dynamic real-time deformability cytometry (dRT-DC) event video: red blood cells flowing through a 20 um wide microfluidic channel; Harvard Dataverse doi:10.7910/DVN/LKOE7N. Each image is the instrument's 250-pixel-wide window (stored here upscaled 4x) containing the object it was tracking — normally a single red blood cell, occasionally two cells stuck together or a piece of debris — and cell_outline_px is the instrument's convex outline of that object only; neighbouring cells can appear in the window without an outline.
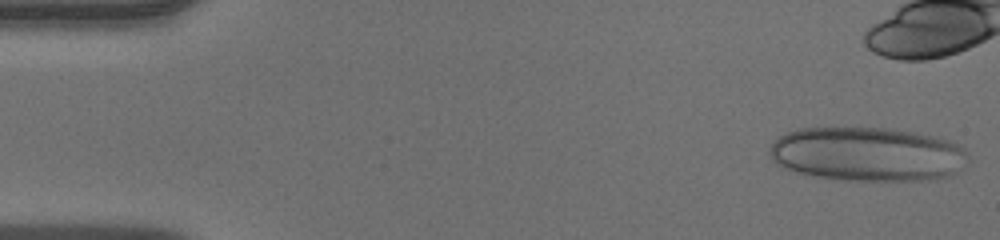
{"species": "human", "species_latin": "Homo sapiens", "temperature_condition": "warm", "stored_images_in_passage": 37, "camera_frame_rate_fps": 3000, "um_per_image_px": 0.085, "donor": {"sex": "male"}, "frame": {"image": 1, "passage_image": 1, "time_ms": 0.0, "image_size_px": [1000, 240], "cell_outline_px": [[968, 156], [956, 172], [948, 176], [936, 180], [848, 180], [816, 176], [796, 172], [776, 164], [772, 160], [768, 152], [772, 144], [780, 136], [788, 132], [800, 128], [888, 128], [936, 136], [948, 140], [964, 148]], "centroid_in_image_um": [73.72, 13.1], "position_along_channel_um": 11.3, "area_um2": 62.37}}
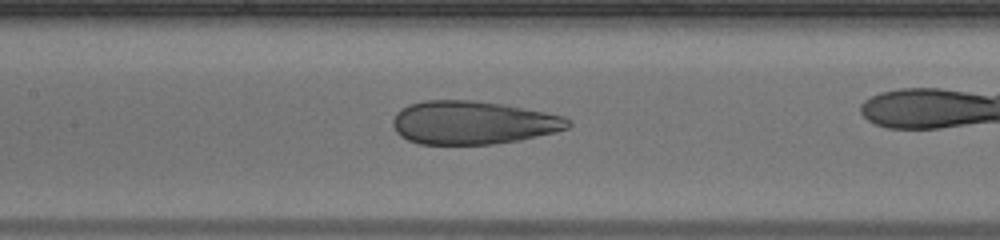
{"frame": {"image": 2, "passage_image": 21, "time_ms": 6.667, "image_size_px": [1000, 240], "cell_outline_px": [[572, 124], [568, 128], [556, 132], [520, 140], [492, 144], [420, 144], [408, 140], [400, 136], [396, 132], [392, 124], [392, 120], [396, 112], [400, 108], [408, 104], [424, 100], [472, 100], [504, 104], [564, 116], [572, 120]], "centroid_in_image_um": [40.19, 10.42], "position_along_channel_um": 167.2, "area_um2": 44.56}}
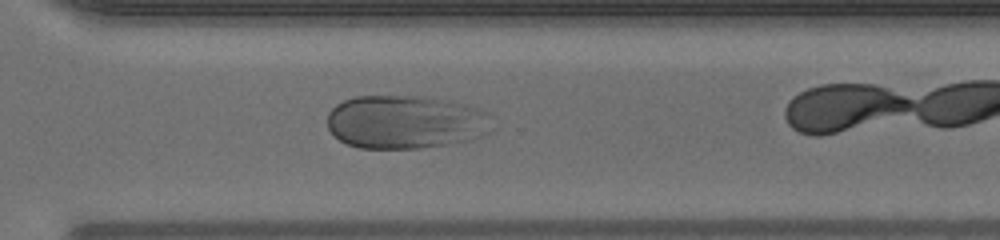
{"frame": {"image": 3, "passage_image": 33, "time_ms": 10.667, "image_size_px": [1000, 240], "cell_outline_px": [[488, 132], [472, 140], [448, 144], [420, 148], [360, 148], [348, 144], [340, 140], [328, 128], [328, 112], [336, 104], [344, 100], [356, 96], [420, 96], [448, 100], [468, 104], [488, 112]], "centroid_in_image_um": [34.45, 10.36], "position_along_channel_um": 336.2, "area_um2": 51.33}}